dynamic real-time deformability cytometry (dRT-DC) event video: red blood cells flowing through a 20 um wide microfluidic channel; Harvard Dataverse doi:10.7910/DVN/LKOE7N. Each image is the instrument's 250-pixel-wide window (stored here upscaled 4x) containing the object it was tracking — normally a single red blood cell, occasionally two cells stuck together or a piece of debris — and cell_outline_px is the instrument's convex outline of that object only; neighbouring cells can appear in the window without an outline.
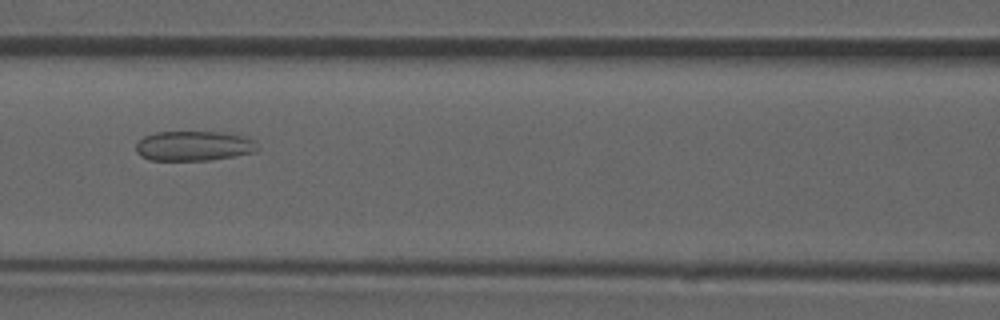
{"species": "common noctule bat (a hibernating species)", "species_latin": "Nyctalus noctula", "temperature_condition": "room temperature", "stored_images_in_passage": 52, "camera_frame_rate_fps": 3000, "um_per_image_px": 0.085, "animal": {"sex": "male", "forearm_length_mm": 52.5}, "frame": {"image": 1, "passage_image": 23, "time_ms": 7.333, "image_size_px": [1000, 320], "cell_outline_px": [[260, 148], [256, 152], [212, 160], [148, 160], [140, 156], [136, 152], [136, 144], [144, 136], [156, 132], [220, 132], [244, 136], [252, 140]], "centroid_in_image_um": [16.47, 12.41], "position_along_channel_um": 150.1, "area_um2": 21.21}}
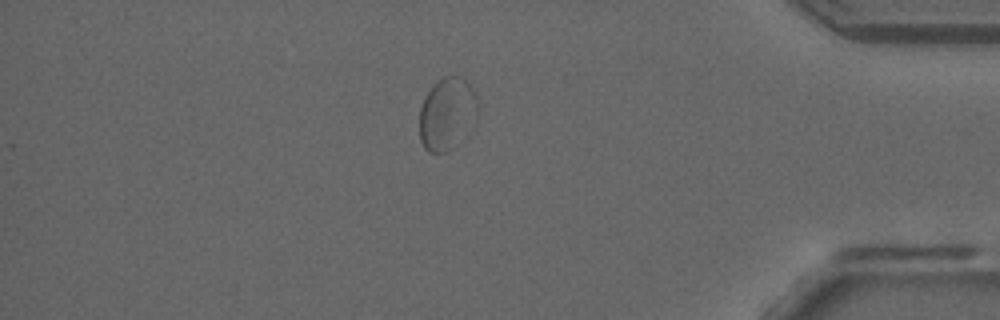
{"frame": {"image": 2, "passage_image": 45, "time_ms": 14.667, "image_size_px": [1000, 320], "cell_outline_px": [[476, 116], [452, 148], [444, 152], [428, 152], [424, 148], [420, 140], [420, 108], [424, 96], [432, 84], [444, 76], [460, 76], [476, 92]], "centroid_in_image_um": [37.94, 9.63], "position_along_channel_um": 397.3, "area_um2": 24.04}}